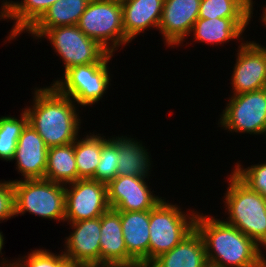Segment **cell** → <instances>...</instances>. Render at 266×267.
I'll list each match as a JSON object with an SVG mask.
<instances>
[{
  "label": "cell",
  "mask_w": 266,
  "mask_h": 267,
  "mask_svg": "<svg viewBox=\"0 0 266 267\" xmlns=\"http://www.w3.org/2000/svg\"><path fill=\"white\" fill-rule=\"evenodd\" d=\"M195 228L203 238L209 267H266L263 248L223 218L199 211Z\"/></svg>",
  "instance_id": "6da1fadb"
},
{
  "label": "cell",
  "mask_w": 266,
  "mask_h": 267,
  "mask_svg": "<svg viewBox=\"0 0 266 267\" xmlns=\"http://www.w3.org/2000/svg\"><path fill=\"white\" fill-rule=\"evenodd\" d=\"M32 94V103L23 109L47 147L73 143L82 128L79 106L52 85L35 87Z\"/></svg>",
  "instance_id": "7a4b0ae2"
},
{
  "label": "cell",
  "mask_w": 266,
  "mask_h": 267,
  "mask_svg": "<svg viewBox=\"0 0 266 267\" xmlns=\"http://www.w3.org/2000/svg\"><path fill=\"white\" fill-rule=\"evenodd\" d=\"M226 178L228 186L221 199L228 217L223 220L266 250V198L251 190L232 171Z\"/></svg>",
  "instance_id": "3957f363"
},
{
  "label": "cell",
  "mask_w": 266,
  "mask_h": 267,
  "mask_svg": "<svg viewBox=\"0 0 266 267\" xmlns=\"http://www.w3.org/2000/svg\"><path fill=\"white\" fill-rule=\"evenodd\" d=\"M166 199L164 197L150 210L149 264L178 245L195 229L198 211H183L180 205L170 203Z\"/></svg>",
  "instance_id": "277c9868"
},
{
  "label": "cell",
  "mask_w": 266,
  "mask_h": 267,
  "mask_svg": "<svg viewBox=\"0 0 266 267\" xmlns=\"http://www.w3.org/2000/svg\"><path fill=\"white\" fill-rule=\"evenodd\" d=\"M11 180L15 216L29 213L42 219L65 222V185L47 179Z\"/></svg>",
  "instance_id": "5b68a950"
},
{
  "label": "cell",
  "mask_w": 266,
  "mask_h": 267,
  "mask_svg": "<svg viewBox=\"0 0 266 267\" xmlns=\"http://www.w3.org/2000/svg\"><path fill=\"white\" fill-rule=\"evenodd\" d=\"M77 26L114 55L120 47L131 43L125 36L119 0H90Z\"/></svg>",
  "instance_id": "8992f818"
},
{
  "label": "cell",
  "mask_w": 266,
  "mask_h": 267,
  "mask_svg": "<svg viewBox=\"0 0 266 267\" xmlns=\"http://www.w3.org/2000/svg\"><path fill=\"white\" fill-rule=\"evenodd\" d=\"M109 62L110 60H107L72 67L50 85L60 94L70 97L79 107H92L102 100L109 85L111 86L113 77L110 76Z\"/></svg>",
  "instance_id": "52a82bcc"
},
{
  "label": "cell",
  "mask_w": 266,
  "mask_h": 267,
  "mask_svg": "<svg viewBox=\"0 0 266 267\" xmlns=\"http://www.w3.org/2000/svg\"><path fill=\"white\" fill-rule=\"evenodd\" d=\"M47 39L56 56L62 60L64 72L75 66L112 60L114 54L98 41L86 36L77 25L47 29L39 39Z\"/></svg>",
  "instance_id": "ba28073f"
},
{
  "label": "cell",
  "mask_w": 266,
  "mask_h": 267,
  "mask_svg": "<svg viewBox=\"0 0 266 267\" xmlns=\"http://www.w3.org/2000/svg\"><path fill=\"white\" fill-rule=\"evenodd\" d=\"M226 104L218 120L221 129L266 136V88L230 95Z\"/></svg>",
  "instance_id": "9c48e42d"
},
{
  "label": "cell",
  "mask_w": 266,
  "mask_h": 267,
  "mask_svg": "<svg viewBox=\"0 0 266 267\" xmlns=\"http://www.w3.org/2000/svg\"><path fill=\"white\" fill-rule=\"evenodd\" d=\"M109 208L105 183L78 179L65 185V222L98 218Z\"/></svg>",
  "instance_id": "30bf717a"
},
{
  "label": "cell",
  "mask_w": 266,
  "mask_h": 267,
  "mask_svg": "<svg viewBox=\"0 0 266 267\" xmlns=\"http://www.w3.org/2000/svg\"><path fill=\"white\" fill-rule=\"evenodd\" d=\"M256 41L238 44L230 78L232 93L242 94L266 88V50Z\"/></svg>",
  "instance_id": "8fae6325"
},
{
  "label": "cell",
  "mask_w": 266,
  "mask_h": 267,
  "mask_svg": "<svg viewBox=\"0 0 266 267\" xmlns=\"http://www.w3.org/2000/svg\"><path fill=\"white\" fill-rule=\"evenodd\" d=\"M148 181L142 176H117L107 184L109 207L117 211L153 209L164 197L154 194Z\"/></svg>",
  "instance_id": "7c38bea8"
},
{
  "label": "cell",
  "mask_w": 266,
  "mask_h": 267,
  "mask_svg": "<svg viewBox=\"0 0 266 267\" xmlns=\"http://www.w3.org/2000/svg\"><path fill=\"white\" fill-rule=\"evenodd\" d=\"M201 0H164L158 27L164 46H184L185 39L198 20Z\"/></svg>",
  "instance_id": "4fadbf2b"
},
{
  "label": "cell",
  "mask_w": 266,
  "mask_h": 267,
  "mask_svg": "<svg viewBox=\"0 0 266 267\" xmlns=\"http://www.w3.org/2000/svg\"><path fill=\"white\" fill-rule=\"evenodd\" d=\"M67 224L72 232L65 237L62 252L70 263L100 266L101 216Z\"/></svg>",
  "instance_id": "5bb4252c"
},
{
  "label": "cell",
  "mask_w": 266,
  "mask_h": 267,
  "mask_svg": "<svg viewBox=\"0 0 266 267\" xmlns=\"http://www.w3.org/2000/svg\"><path fill=\"white\" fill-rule=\"evenodd\" d=\"M48 147L42 137L27 123L17 141L12 161L25 179H44Z\"/></svg>",
  "instance_id": "9a60e30c"
},
{
  "label": "cell",
  "mask_w": 266,
  "mask_h": 267,
  "mask_svg": "<svg viewBox=\"0 0 266 267\" xmlns=\"http://www.w3.org/2000/svg\"><path fill=\"white\" fill-rule=\"evenodd\" d=\"M133 265L137 263L127 252L120 213L109 208L101 215L100 266L130 267Z\"/></svg>",
  "instance_id": "2e32d148"
},
{
  "label": "cell",
  "mask_w": 266,
  "mask_h": 267,
  "mask_svg": "<svg viewBox=\"0 0 266 267\" xmlns=\"http://www.w3.org/2000/svg\"><path fill=\"white\" fill-rule=\"evenodd\" d=\"M164 0H123L122 15L125 36L133 39L149 31L157 29L161 21Z\"/></svg>",
  "instance_id": "e0dca14e"
},
{
  "label": "cell",
  "mask_w": 266,
  "mask_h": 267,
  "mask_svg": "<svg viewBox=\"0 0 266 267\" xmlns=\"http://www.w3.org/2000/svg\"><path fill=\"white\" fill-rule=\"evenodd\" d=\"M118 212L129 256L137 264H149L150 210Z\"/></svg>",
  "instance_id": "ac0fdd59"
},
{
  "label": "cell",
  "mask_w": 266,
  "mask_h": 267,
  "mask_svg": "<svg viewBox=\"0 0 266 267\" xmlns=\"http://www.w3.org/2000/svg\"><path fill=\"white\" fill-rule=\"evenodd\" d=\"M57 0H2L0 19H8L14 24L6 36V40L14 41L22 33H26Z\"/></svg>",
  "instance_id": "d6986e66"
},
{
  "label": "cell",
  "mask_w": 266,
  "mask_h": 267,
  "mask_svg": "<svg viewBox=\"0 0 266 267\" xmlns=\"http://www.w3.org/2000/svg\"><path fill=\"white\" fill-rule=\"evenodd\" d=\"M151 267H209L205 244L196 228L170 251L159 255Z\"/></svg>",
  "instance_id": "ffe728a7"
},
{
  "label": "cell",
  "mask_w": 266,
  "mask_h": 267,
  "mask_svg": "<svg viewBox=\"0 0 266 267\" xmlns=\"http://www.w3.org/2000/svg\"><path fill=\"white\" fill-rule=\"evenodd\" d=\"M144 143L131 135H118V176H142L149 178L152 174L153 161L151 153ZM150 170V171H149Z\"/></svg>",
  "instance_id": "44dd1931"
},
{
  "label": "cell",
  "mask_w": 266,
  "mask_h": 267,
  "mask_svg": "<svg viewBox=\"0 0 266 267\" xmlns=\"http://www.w3.org/2000/svg\"><path fill=\"white\" fill-rule=\"evenodd\" d=\"M245 31L231 18L198 19L189 34L191 42L212 46L224 45L229 41L243 43ZM191 35V36H190ZM193 37V38H192ZM239 40V41H237Z\"/></svg>",
  "instance_id": "7402d4cb"
},
{
  "label": "cell",
  "mask_w": 266,
  "mask_h": 267,
  "mask_svg": "<svg viewBox=\"0 0 266 267\" xmlns=\"http://www.w3.org/2000/svg\"><path fill=\"white\" fill-rule=\"evenodd\" d=\"M90 0H57L26 32L38 39L47 29L77 25Z\"/></svg>",
  "instance_id": "603a6c76"
},
{
  "label": "cell",
  "mask_w": 266,
  "mask_h": 267,
  "mask_svg": "<svg viewBox=\"0 0 266 267\" xmlns=\"http://www.w3.org/2000/svg\"><path fill=\"white\" fill-rule=\"evenodd\" d=\"M44 179L63 185L78 180L74 142L48 148Z\"/></svg>",
  "instance_id": "cb8c5ba5"
},
{
  "label": "cell",
  "mask_w": 266,
  "mask_h": 267,
  "mask_svg": "<svg viewBox=\"0 0 266 267\" xmlns=\"http://www.w3.org/2000/svg\"><path fill=\"white\" fill-rule=\"evenodd\" d=\"M253 14L244 0H201L198 19L231 18L246 31Z\"/></svg>",
  "instance_id": "d4e9b609"
},
{
  "label": "cell",
  "mask_w": 266,
  "mask_h": 267,
  "mask_svg": "<svg viewBox=\"0 0 266 267\" xmlns=\"http://www.w3.org/2000/svg\"><path fill=\"white\" fill-rule=\"evenodd\" d=\"M86 134V136H85ZM74 141L75 160L78 169V179H92L97 169L102 144L109 138L103 134L89 132ZM80 138V139H79Z\"/></svg>",
  "instance_id": "484cf974"
},
{
  "label": "cell",
  "mask_w": 266,
  "mask_h": 267,
  "mask_svg": "<svg viewBox=\"0 0 266 267\" xmlns=\"http://www.w3.org/2000/svg\"><path fill=\"white\" fill-rule=\"evenodd\" d=\"M19 117L11 115L0 117V159L11 161L16 151L17 141L28 123V115L21 109Z\"/></svg>",
  "instance_id": "4316f807"
},
{
  "label": "cell",
  "mask_w": 266,
  "mask_h": 267,
  "mask_svg": "<svg viewBox=\"0 0 266 267\" xmlns=\"http://www.w3.org/2000/svg\"><path fill=\"white\" fill-rule=\"evenodd\" d=\"M113 136L102 144L100 160L92 178L106 185L118 176V136Z\"/></svg>",
  "instance_id": "83f0119b"
},
{
  "label": "cell",
  "mask_w": 266,
  "mask_h": 267,
  "mask_svg": "<svg viewBox=\"0 0 266 267\" xmlns=\"http://www.w3.org/2000/svg\"><path fill=\"white\" fill-rule=\"evenodd\" d=\"M60 251L56 254L46 248L31 250L27 256L14 258L13 267H66L70 261Z\"/></svg>",
  "instance_id": "f1b7e54d"
},
{
  "label": "cell",
  "mask_w": 266,
  "mask_h": 267,
  "mask_svg": "<svg viewBox=\"0 0 266 267\" xmlns=\"http://www.w3.org/2000/svg\"><path fill=\"white\" fill-rule=\"evenodd\" d=\"M231 170L251 190L258 192L266 198V160L244 168L240 161Z\"/></svg>",
  "instance_id": "f546056e"
},
{
  "label": "cell",
  "mask_w": 266,
  "mask_h": 267,
  "mask_svg": "<svg viewBox=\"0 0 266 267\" xmlns=\"http://www.w3.org/2000/svg\"><path fill=\"white\" fill-rule=\"evenodd\" d=\"M15 217L13 182L0 180V223Z\"/></svg>",
  "instance_id": "4dcf8cb0"
},
{
  "label": "cell",
  "mask_w": 266,
  "mask_h": 267,
  "mask_svg": "<svg viewBox=\"0 0 266 267\" xmlns=\"http://www.w3.org/2000/svg\"><path fill=\"white\" fill-rule=\"evenodd\" d=\"M4 241H5V237L3 235V232L0 231V267H12L13 266V259L11 260H8V258H5L3 256V253H2V249L4 248ZM7 259V260H6Z\"/></svg>",
  "instance_id": "1f68e13d"
},
{
  "label": "cell",
  "mask_w": 266,
  "mask_h": 267,
  "mask_svg": "<svg viewBox=\"0 0 266 267\" xmlns=\"http://www.w3.org/2000/svg\"><path fill=\"white\" fill-rule=\"evenodd\" d=\"M261 10H263V13L261 14V16H260V18H259V20H261L260 21V23L263 25V26H265L266 27V4L265 5H263V9H261Z\"/></svg>",
  "instance_id": "d6a6232c"
},
{
  "label": "cell",
  "mask_w": 266,
  "mask_h": 267,
  "mask_svg": "<svg viewBox=\"0 0 266 267\" xmlns=\"http://www.w3.org/2000/svg\"><path fill=\"white\" fill-rule=\"evenodd\" d=\"M66 267H93L87 264L69 263Z\"/></svg>",
  "instance_id": "836d02e7"
},
{
  "label": "cell",
  "mask_w": 266,
  "mask_h": 267,
  "mask_svg": "<svg viewBox=\"0 0 266 267\" xmlns=\"http://www.w3.org/2000/svg\"><path fill=\"white\" fill-rule=\"evenodd\" d=\"M247 4H249L252 8H253V11H254V7L255 6V1L254 0H244ZM254 4V5H253Z\"/></svg>",
  "instance_id": "e575fe53"
},
{
  "label": "cell",
  "mask_w": 266,
  "mask_h": 267,
  "mask_svg": "<svg viewBox=\"0 0 266 267\" xmlns=\"http://www.w3.org/2000/svg\"><path fill=\"white\" fill-rule=\"evenodd\" d=\"M130 267H151L149 264H137Z\"/></svg>",
  "instance_id": "d590c367"
},
{
  "label": "cell",
  "mask_w": 266,
  "mask_h": 267,
  "mask_svg": "<svg viewBox=\"0 0 266 267\" xmlns=\"http://www.w3.org/2000/svg\"><path fill=\"white\" fill-rule=\"evenodd\" d=\"M94 267H125V266H94Z\"/></svg>",
  "instance_id": "8d00e7d4"
}]
</instances>
